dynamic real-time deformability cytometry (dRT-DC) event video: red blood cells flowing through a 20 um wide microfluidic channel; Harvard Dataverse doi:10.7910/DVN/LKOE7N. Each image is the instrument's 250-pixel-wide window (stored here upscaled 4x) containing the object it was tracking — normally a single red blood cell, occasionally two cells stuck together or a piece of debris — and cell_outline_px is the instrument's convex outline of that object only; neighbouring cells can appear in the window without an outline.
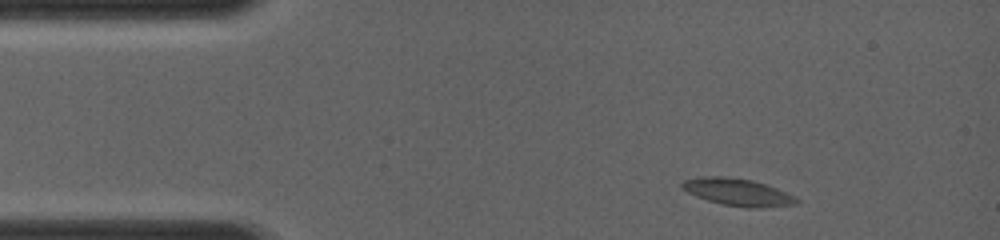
{"species": "common noctule bat (a hibernating species)", "species_latin": "Nyctalus noctula", "temperature_condition": "room temperature", "stored_images_in_passage": 47, "camera_frame_rate_fps": 4000, "um_per_image_px": 0.085, "animal": {"sex": "female", "body_mass_g": 19.0, "forearm_length_mm": 56.7}, "frame": {"image": 1, "passage_image": 3, "time_ms": 0.5, "image_size_px": [1000, 240], "cell_outline_px": [[800, 200], [796, 204], [756, 208], [744, 208], [724, 204], [708, 200], [696, 196], [680, 188], [680, 184], [684, 180], [700, 176], [724, 176], [752, 180], [776, 188], [796, 196]], "centroid_in_image_um": [62.69, 16.33], "position_along_channel_um": 22.3, "area_um2": 18.15}}
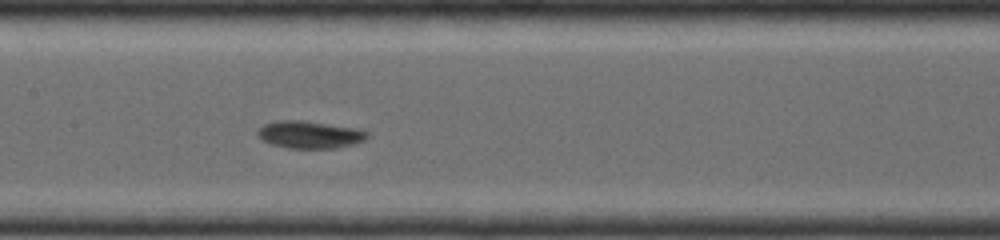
{"frame": {"image": 2, "passage_image": 22, "time_ms": 5.25, "image_size_px": [1000, 240], "cell_outline_px": [[368, 136], [364, 140], [352, 144], [336, 148], [288, 148], [272, 144], [256, 136], [256, 132], [264, 124], [280, 120], [300, 120], [356, 128], [368, 132]], "centroid_in_image_um": [26.3, 11.44], "position_along_channel_um": 181.1, "area_um2": 17.28}}
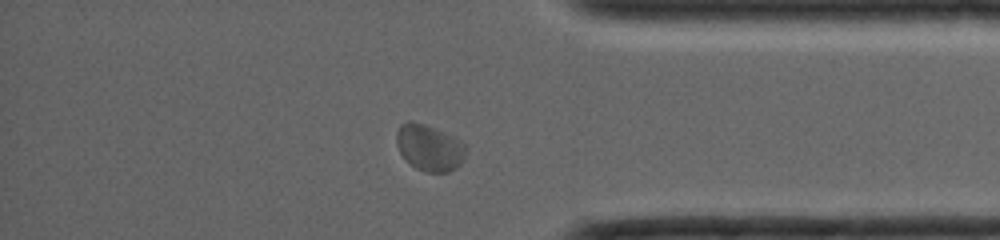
{"frame": {"image": 3, "passage_image": 41, "time_ms": 10.0, "image_size_px": [1000, 240], "cell_outline_px": [[468, 148], [460, 164], [456, 168], [448, 172], [424, 172], [408, 164], [404, 160], [396, 144], [396, 132], [400, 124], [408, 120], [412, 120], [424, 124], [456, 136]], "centroid_in_image_um": [36.48, 12.54], "position_along_channel_um": 398.7, "area_um2": 19.19}}